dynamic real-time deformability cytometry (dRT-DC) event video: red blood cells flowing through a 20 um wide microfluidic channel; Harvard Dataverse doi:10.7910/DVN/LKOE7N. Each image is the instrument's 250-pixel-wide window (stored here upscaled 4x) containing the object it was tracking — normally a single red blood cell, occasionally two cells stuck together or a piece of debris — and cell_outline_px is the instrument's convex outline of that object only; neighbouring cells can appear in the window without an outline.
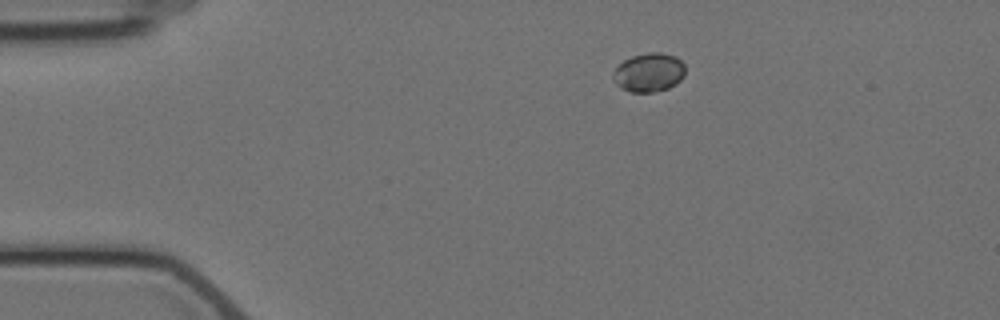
{"species": "Egyptian fruit bat (a non-hibernating species)", "species_latin": "Rousettus aegyptiacus", "temperature_condition": "cold", "stored_images_in_passage": 3, "camera_frame_rate_fps": 3000, "um_per_image_px": 0.085, "animal": {"sex": "female"}, "frame": {"image": 1, "passage_image": 1, "time_ms": 0.0, "image_size_px": [1000, 320], "cell_outline_px": [[684, 76], [676, 84], [668, 88], [652, 92], [628, 92], [620, 88], [612, 80], [612, 76], [616, 68], [624, 60], [632, 56], [648, 52], [660, 52], [676, 56], [684, 64]], "centroid_in_image_um": [55.14, 6.16], "position_along_channel_um": 29.9, "area_um2": 16.42}}